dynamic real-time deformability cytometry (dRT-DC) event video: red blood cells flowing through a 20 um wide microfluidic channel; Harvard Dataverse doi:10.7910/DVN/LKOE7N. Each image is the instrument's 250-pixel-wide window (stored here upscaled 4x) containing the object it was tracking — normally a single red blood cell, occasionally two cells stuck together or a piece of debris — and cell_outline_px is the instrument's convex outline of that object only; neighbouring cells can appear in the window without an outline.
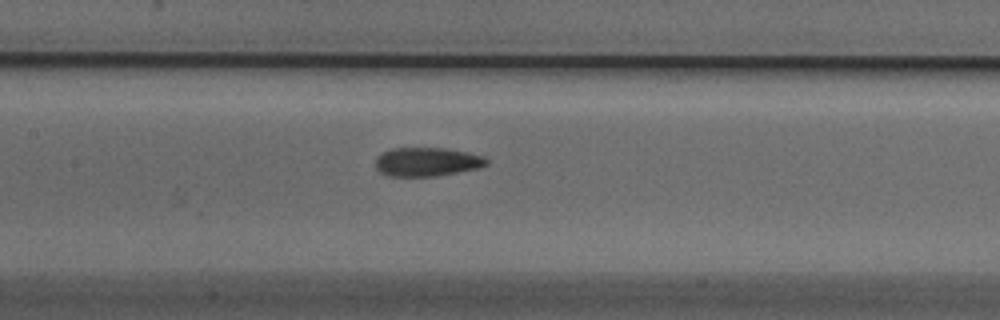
{"species": "Egyptian fruit bat (a non-hibernating species)", "species_latin": "Rousettus aegyptiacus", "temperature_condition": "cold", "stored_images_in_passage": 27, "camera_frame_rate_fps": 3000, "um_per_image_px": 0.085, "animal": {"sex": "male"}, "frame": {"image": 1, "passage_image": 9, "time_ms": 2.667, "image_size_px": [1000, 320], "cell_outline_px": [[488, 164], [480, 168], [436, 176], [388, 176], [380, 172], [376, 168], [376, 156], [392, 148], [448, 148], [468, 152], [484, 156], [488, 160]], "centroid_in_image_um": [36.32, 13.75], "position_along_channel_um": 171.1, "area_um2": 18.79}}
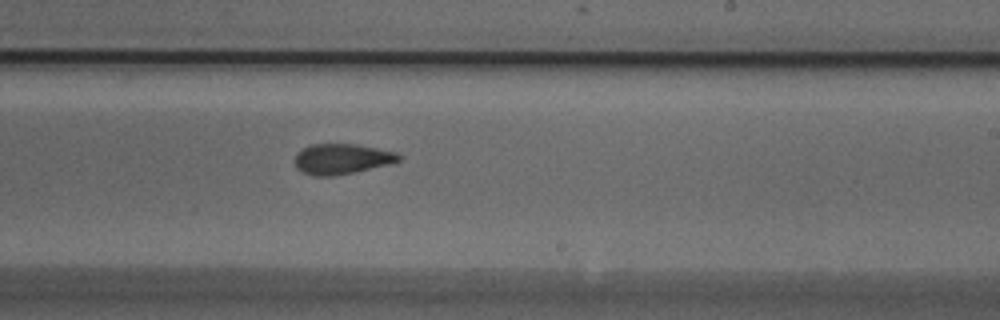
{"frame": {"image": 2, "passage_image": 16, "time_ms": 5.0, "image_size_px": [1000, 320], "cell_outline_px": [[400, 160], [388, 164], [336, 176], [312, 176], [296, 168], [296, 156], [304, 148], [312, 144], [356, 144], [396, 152], [400, 156]], "centroid_in_image_um": [29.05, 13.51], "position_along_channel_um": 260.0, "area_um2": 18.09}}
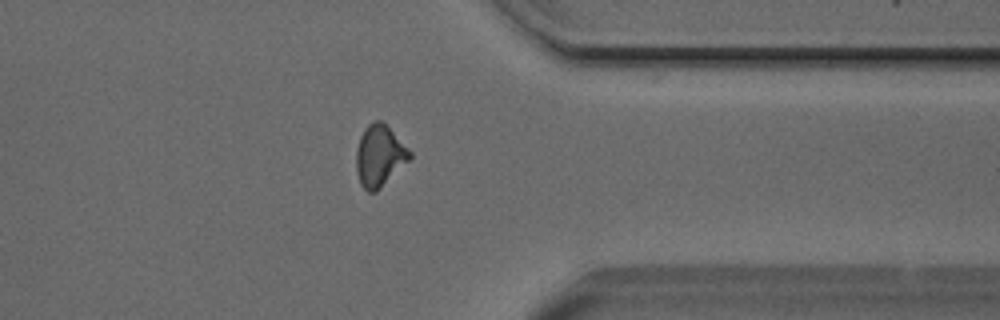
{"frame": {"image": 3, "passage_image": 26, "time_ms": 8.333, "image_size_px": [1000, 320], "cell_outline_px": [[412, 156], [376, 192], [368, 192], [360, 184], [356, 172], [356, 148], [360, 136], [364, 128], [372, 120], [380, 120], [412, 152]], "centroid_in_image_um": [32.21, 13.24], "position_along_channel_um": 379.2, "area_um2": 18.9}}